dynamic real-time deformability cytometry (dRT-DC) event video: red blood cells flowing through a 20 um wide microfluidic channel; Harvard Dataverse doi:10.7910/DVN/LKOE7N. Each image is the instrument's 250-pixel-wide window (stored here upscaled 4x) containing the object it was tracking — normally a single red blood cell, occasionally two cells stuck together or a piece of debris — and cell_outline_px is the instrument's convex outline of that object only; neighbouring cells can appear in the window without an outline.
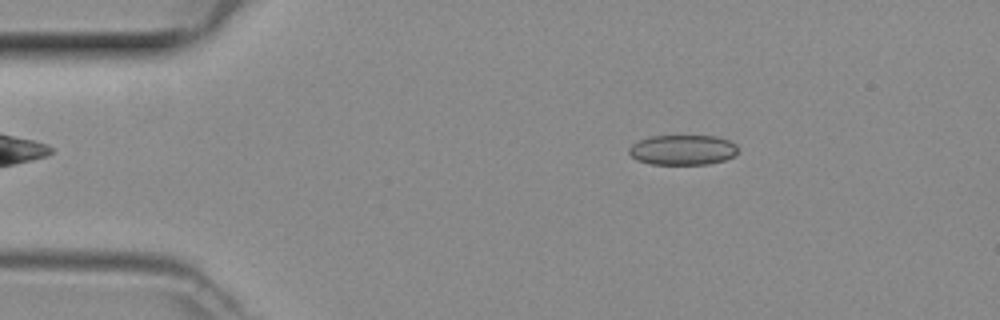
{"species": "common noctule bat (a hibernating species)", "species_latin": "Nyctalus noctula", "temperature_condition": "room temperature", "stored_images_in_passage": 42, "camera_frame_rate_fps": 3000, "um_per_image_px": 0.085, "animal": {"sex": "female", "body_mass_g": 29.2, "forearm_length_mm": 56.3}, "frame": {"image": 1, "passage_image": 2, "time_ms": 0.333, "image_size_px": [1000, 320], "cell_outline_px": [[736, 156], [724, 160], [708, 164], [652, 164], [636, 160], [628, 152], [628, 148], [632, 144], [640, 140], [652, 136], [716, 136], [728, 140], [736, 144]], "centroid_in_image_um": [58.02, 12.74], "position_along_channel_um": 27.0, "area_um2": 19.07}}
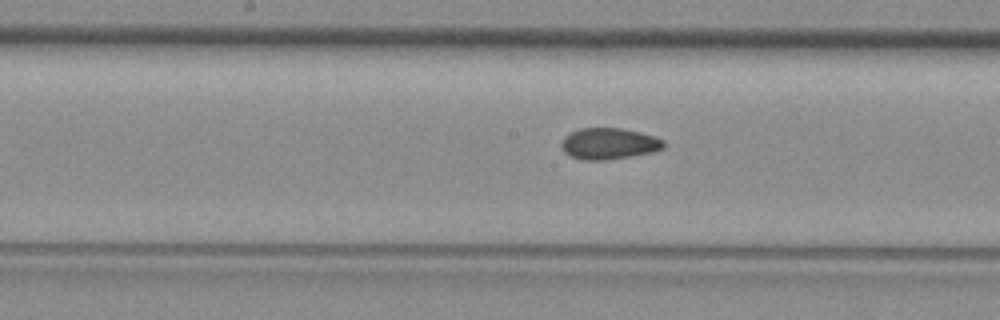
{"frame": {"image": 2, "passage_image": 18, "time_ms": 5.667, "image_size_px": [1000, 320], "cell_outline_px": [[664, 148], [652, 152], [604, 160], [584, 160], [572, 156], [564, 152], [560, 144], [564, 136], [580, 128], [620, 128], [652, 136], [664, 140]], "centroid_in_image_um": [51.72, 12.21], "position_along_channel_um": 196.5, "area_um2": 18.32}}
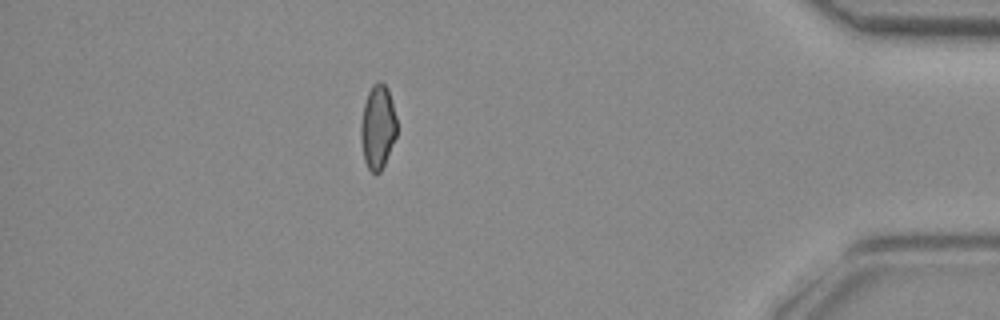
{"frame": {"image": 3, "passage_image": 36, "time_ms": 11.667, "image_size_px": [1000, 320], "cell_outline_px": [[396, 136], [384, 164], [380, 172], [372, 172], [368, 168], [364, 160], [360, 140], [360, 124], [364, 104], [368, 92], [372, 84], [380, 80], [388, 88], [396, 116]], "centroid_in_image_um": [32.09, 10.77], "position_along_channel_um": 403.1, "area_um2": 17.63}}